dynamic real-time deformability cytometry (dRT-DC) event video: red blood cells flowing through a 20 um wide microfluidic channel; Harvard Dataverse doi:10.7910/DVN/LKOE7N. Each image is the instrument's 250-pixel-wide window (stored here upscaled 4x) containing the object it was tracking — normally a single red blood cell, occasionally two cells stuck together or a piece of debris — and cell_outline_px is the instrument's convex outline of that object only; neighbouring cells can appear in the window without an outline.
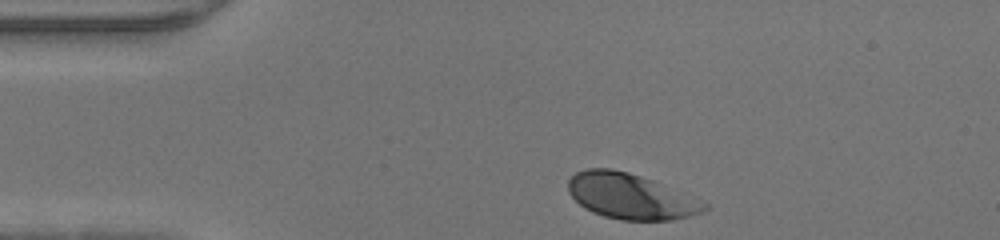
{"species": "human", "species_latin": "Homo sapiens", "temperature_condition": "warm", "stored_images_in_passage": 29, "camera_frame_rate_fps": 3000, "um_per_image_px": 0.085, "donor": {"sex": "male"}, "frame": {"image": 1, "passage_image": 1, "time_ms": 0.0, "image_size_px": [1000, 240], "cell_outline_px": [[708, 208], [704, 212], [672, 220], [620, 220], [604, 216], [592, 212], [584, 208], [568, 192], [568, 180], [576, 172], [588, 168], [612, 168], [628, 172], [652, 180], [708, 204]], "centroid_in_image_um": [53.56, 16.69], "position_along_channel_um": 31.4, "area_um2": 35.78}}
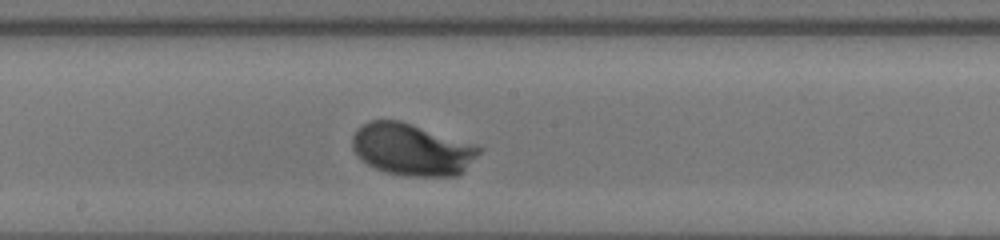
{"frame": {"image": 2, "passage_image": 17, "time_ms": 5.333, "image_size_px": [1000, 240], "cell_outline_px": [[484, 148], [464, 172], [456, 176], [404, 176], [388, 172], [376, 168], [368, 164], [356, 156], [352, 148], [352, 136], [356, 128], [368, 120], [400, 120]], "centroid_in_image_um": [34.98, 12.71], "position_along_channel_um": 213.2, "area_um2": 38.38}}
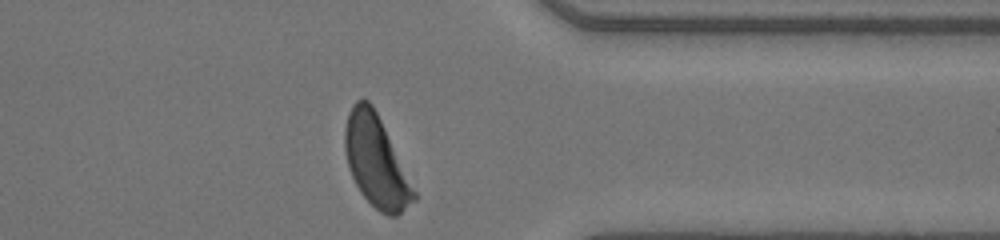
{"frame": {"image": 3, "passage_image": 29, "time_ms": 9.333, "image_size_px": [1000, 240], "cell_outline_px": [[416, 200], [396, 216], [388, 216], [380, 212], [360, 192], [348, 168], [344, 148], [344, 128], [348, 112], [352, 104], [356, 100], [368, 100], [372, 104], [416, 192]], "centroid_in_image_um": [31.93, 13.72], "position_along_channel_um": 379.5, "area_um2": 36.07}}